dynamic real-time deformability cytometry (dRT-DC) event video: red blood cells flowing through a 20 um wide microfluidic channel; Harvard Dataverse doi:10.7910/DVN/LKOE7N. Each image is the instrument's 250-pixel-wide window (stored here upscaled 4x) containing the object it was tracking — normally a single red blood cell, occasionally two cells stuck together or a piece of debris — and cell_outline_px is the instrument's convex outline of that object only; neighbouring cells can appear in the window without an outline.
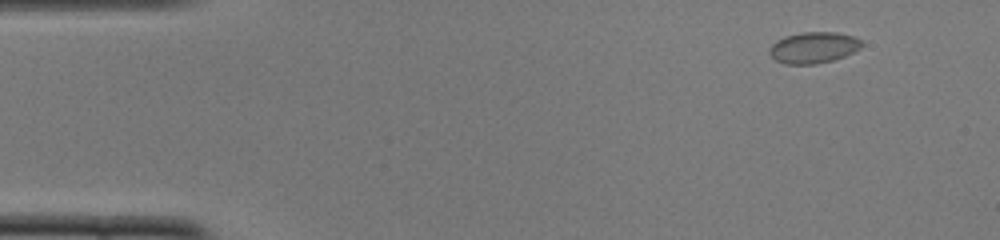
{"species": "common noctule bat (a hibernating species)", "species_latin": "Nyctalus noctula", "temperature_condition": "cold", "stored_images_in_passage": 50, "camera_frame_rate_fps": 3000, "um_per_image_px": 0.085, "animal": {"sex": "female", "body_mass_g": 22.0, "forearm_length_mm": 56.7}, "frame": {"image": 1, "passage_image": 3, "time_ms": 0.667, "image_size_px": [1000, 240], "cell_outline_px": [[864, 44], [860, 48], [844, 56], [832, 60], [816, 64], [784, 64], [776, 60], [768, 52], [772, 44], [776, 40], [784, 36], [800, 32], [836, 32], [852, 36], [860, 40]], "centroid_in_image_um": [69.12, 4.04], "position_along_channel_um": 15.9, "area_um2": 16.76}}
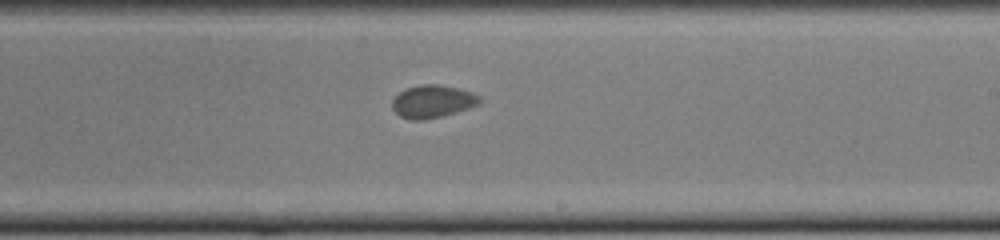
{"frame": {"image": 2, "passage_image": 29, "time_ms": 9.333, "image_size_px": [1000, 240], "cell_outline_px": [[484, 100], [480, 104], [456, 112], [424, 120], [412, 120], [400, 116], [392, 108], [392, 100], [400, 92], [408, 88], [420, 84], [436, 84], [460, 88], [472, 92], [480, 96]], "centroid_in_image_um": [36.81, 8.61], "position_along_channel_um": 252.2, "area_um2": 16.7}}
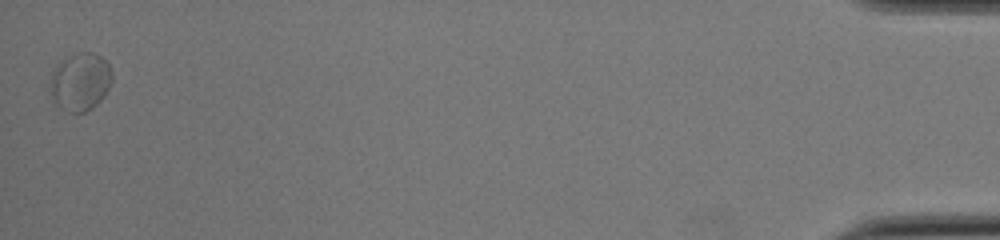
{"frame": {"image": 3, "passage_image": 50, "time_ms": 16.333, "image_size_px": [1000, 240], "cell_outline_px": [[112, 80], [104, 96], [92, 108], [84, 112], [68, 112], [56, 104], [52, 96], [52, 72], [56, 64], [76, 52], [92, 52], [100, 56], [108, 64], [112, 72]], "centroid_in_image_um": [6.84, 6.93], "position_along_channel_um": 428.4, "area_um2": 20.58}, "authors_computed_cell_mechanics": {"area_um2": 16.5886, "velocity_mm_per_s": 3.8385, "shape_relaxation_time_tau1_ms": null, "shape_relaxation_time_tau2_ms": 5.2345, "deformation_change_tau1": null, "deformation_change_tau2": 0.0577}}